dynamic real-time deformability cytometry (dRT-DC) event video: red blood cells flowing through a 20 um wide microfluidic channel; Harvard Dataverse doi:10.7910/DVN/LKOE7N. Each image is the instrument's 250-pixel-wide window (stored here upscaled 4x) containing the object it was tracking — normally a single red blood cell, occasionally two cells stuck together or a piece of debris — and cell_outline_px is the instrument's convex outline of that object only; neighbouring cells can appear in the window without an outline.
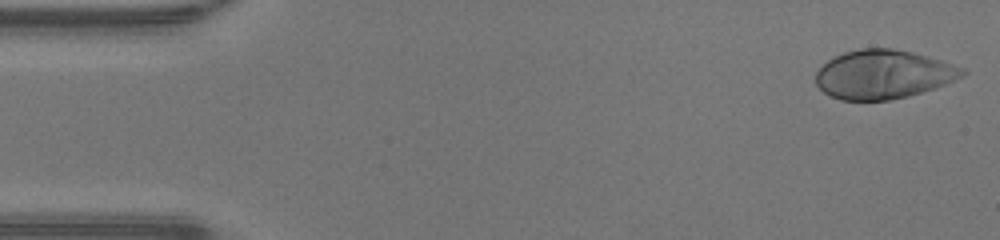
{"species": "human", "species_latin": "Homo sapiens", "temperature_condition": "warm", "stored_images_in_passage": 47, "camera_frame_rate_fps": 3000, "um_per_image_px": 0.085, "donor": {"sex": "male"}, "frame": {"image": 1, "passage_image": 1, "time_ms": 0.0, "image_size_px": [1000, 240], "cell_outline_px": [[968, 72], [964, 76], [936, 88], [908, 96], [888, 100], [840, 100], [824, 92], [816, 84], [816, 72], [832, 56], [844, 52], [860, 48], [892, 48], [912, 52], [928, 56], [964, 68]], "centroid_in_image_um": [75.09, 6.32], "position_along_channel_um": 9.9, "area_um2": 41.79}}
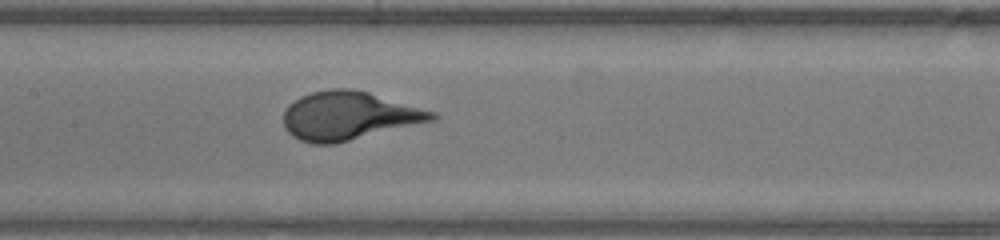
{"frame": {"image": 2, "passage_image": 22, "time_ms": 7.0, "image_size_px": [1000, 240], "cell_outline_px": [[440, 116], [436, 120], [332, 144], [312, 144], [300, 140], [292, 136], [284, 128], [284, 112], [288, 104], [300, 96], [312, 92], [332, 88], [352, 88], [368, 92], [436, 112]], "centroid_in_image_um": [29.64, 9.83], "position_along_channel_um": 177.8, "area_um2": 41.85}}
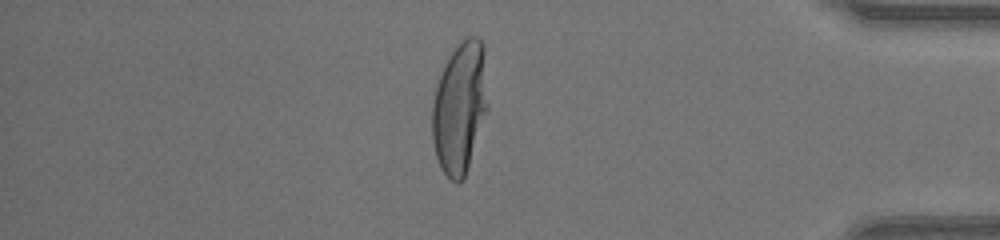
{"frame": {"image": 3, "passage_image": 40, "time_ms": 13.0, "image_size_px": [1000, 240], "cell_outline_px": [[488, 108], [464, 180], [460, 184], [456, 184], [440, 168], [436, 156], [432, 140], [432, 104], [436, 84], [444, 64], [448, 56], [456, 44], [460, 40], [468, 36], [476, 36], [484, 44], [488, 104]], "centroid_in_image_um": [39.08, 9.12], "position_along_channel_um": 396.1, "area_um2": 43.29}}